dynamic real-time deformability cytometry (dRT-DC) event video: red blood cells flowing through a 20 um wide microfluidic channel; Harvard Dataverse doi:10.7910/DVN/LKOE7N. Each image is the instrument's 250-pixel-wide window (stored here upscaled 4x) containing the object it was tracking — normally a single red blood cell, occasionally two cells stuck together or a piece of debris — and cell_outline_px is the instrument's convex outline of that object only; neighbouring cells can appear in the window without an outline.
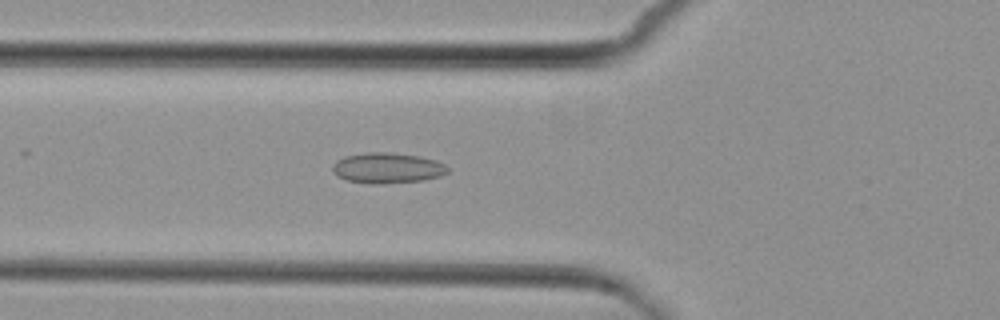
{"species": "common noctule bat (a hibernating species)", "species_latin": "Nyctalus noctula", "temperature_condition": "cold", "stored_images_in_passage": 5, "camera_frame_rate_fps": 3000, "um_per_image_px": 0.085, "animal": {"sex": "female", "body_mass_g": 29.2, "forearm_length_mm": 56.3}, "frame": {"image": 1, "passage_image": 5, "time_ms": 5.667, "image_size_px": [1000, 320], "cell_outline_px": [[448, 172], [440, 176], [424, 180], [384, 184], [372, 184], [348, 180], [336, 176], [332, 168], [332, 164], [336, 160], [344, 156], [368, 152], [392, 152], [420, 156], [436, 160], [444, 164], [448, 168]], "centroid_in_image_um": [32.92, 14.27], "position_along_channel_um": 92.9, "area_um2": 20.69}}